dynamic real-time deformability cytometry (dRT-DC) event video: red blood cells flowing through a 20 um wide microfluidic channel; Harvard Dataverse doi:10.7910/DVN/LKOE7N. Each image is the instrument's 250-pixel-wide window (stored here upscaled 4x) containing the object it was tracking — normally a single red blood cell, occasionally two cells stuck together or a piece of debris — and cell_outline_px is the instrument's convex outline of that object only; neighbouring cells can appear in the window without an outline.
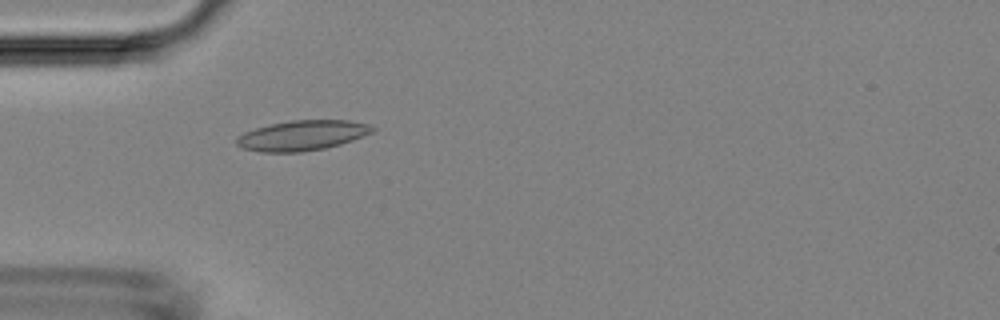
{"species": "Egyptian fruit bat (a non-hibernating species)", "species_latin": "Rousettus aegyptiacus", "temperature_condition": "room temperature", "stored_images_in_passage": 41, "camera_frame_rate_fps": 3000, "um_per_image_px": 0.085, "animal": {"sex": "female"}, "frame": {"image": 1, "passage_image": 9, "time_ms": 2.667, "image_size_px": [1000, 320], "cell_outline_px": [[376, 128], [372, 132], [352, 140], [340, 144], [324, 148], [300, 152], [260, 152], [240, 148], [236, 144], [236, 136], [244, 132], [256, 128], [272, 124], [292, 120], [348, 120], [368, 124]], "centroid_in_image_um": [25.65, 11.51], "position_along_channel_um": 59.4, "area_um2": 23.76}}
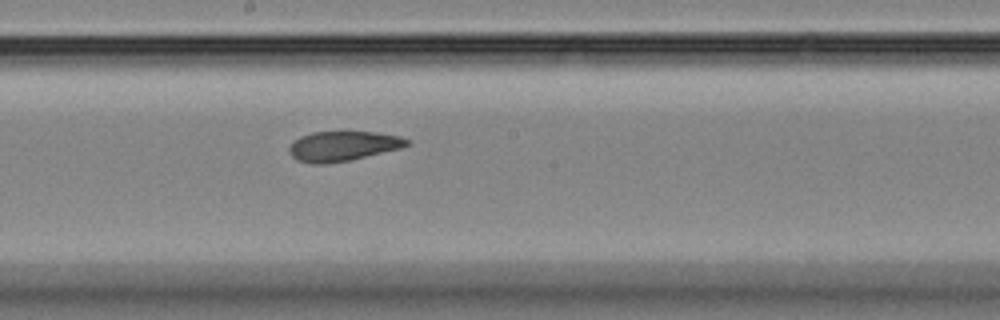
{"frame": {"image": 2, "passage_image": 21, "time_ms": 6.667, "image_size_px": [1000, 320], "cell_outline_px": [[412, 144], [400, 148], [352, 160], [328, 164], [312, 164], [296, 160], [288, 152], [288, 148], [300, 136], [312, 132], [376, 132], [400, 136], [408, 140]], "centroid_in_image_um": [29.14, 12.43], "position_along_channel_um": 219.1, "area_um2": 20.58}}
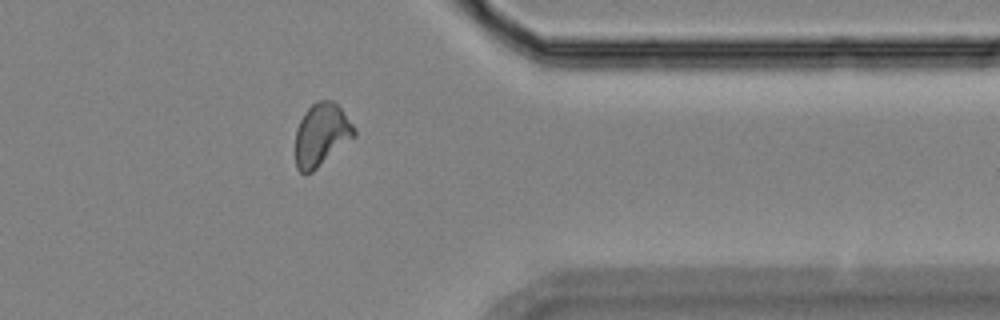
{"frame": {"image": 3, "passage_image": 34, "time_ms": 11.0, "image_size_px": [1000, 320], "cell_outline_px": [[356, 136], [312, 172], [304, 176], [296, 168], [296, 128], [304, 112], [316, 100], [332, 100], [340, 108], [356, 128]], "centroid_in_image_um": [27.31, 11.46], "position_along_channel_um": 384.1, "area_um2": 21.62}}